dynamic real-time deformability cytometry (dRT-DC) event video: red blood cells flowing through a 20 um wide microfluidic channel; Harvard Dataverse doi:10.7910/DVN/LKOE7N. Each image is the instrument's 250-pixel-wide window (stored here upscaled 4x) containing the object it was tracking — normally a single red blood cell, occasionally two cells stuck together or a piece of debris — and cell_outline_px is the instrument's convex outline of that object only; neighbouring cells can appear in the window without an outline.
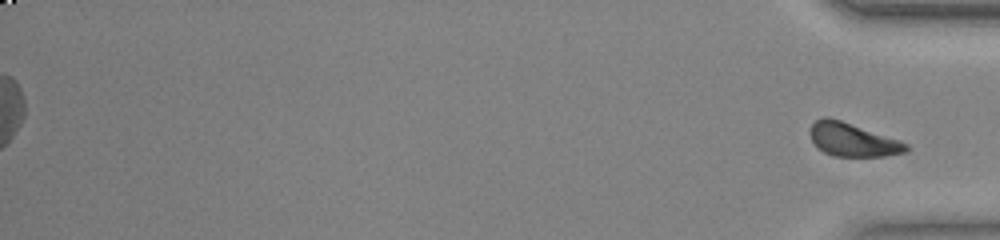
{"species": "common noctule bat (a hibernating species)", "species_latin": "Nyctalus noctula", "temperature_condition": "warm", "stored_images_in_passage": 54, "segment_of_instrument_passage": [2, 2], "camera_frame_rate_fps": 3000, "um_per_image_px": 0.085, "animal": {"sex": "female", "body_mass_g": 23.0, "forearm_length_mm": 53.4}, "frame": {"image": 1, "passage_image": 54, "time_ms": 17.667, "image_size_px": [1000, 240], "cell_outline_px": [[908, 152], [884, 156], [832, 156], [816, 148], [808, 132], [812, 124], [816, 120], [824, 116], [828, 116], [900, 140], [908, 144]], "centroid_in_image_um": [72.45, 11.88], "position_along_channel_um": 362.8, "area_um2": 18.79}}